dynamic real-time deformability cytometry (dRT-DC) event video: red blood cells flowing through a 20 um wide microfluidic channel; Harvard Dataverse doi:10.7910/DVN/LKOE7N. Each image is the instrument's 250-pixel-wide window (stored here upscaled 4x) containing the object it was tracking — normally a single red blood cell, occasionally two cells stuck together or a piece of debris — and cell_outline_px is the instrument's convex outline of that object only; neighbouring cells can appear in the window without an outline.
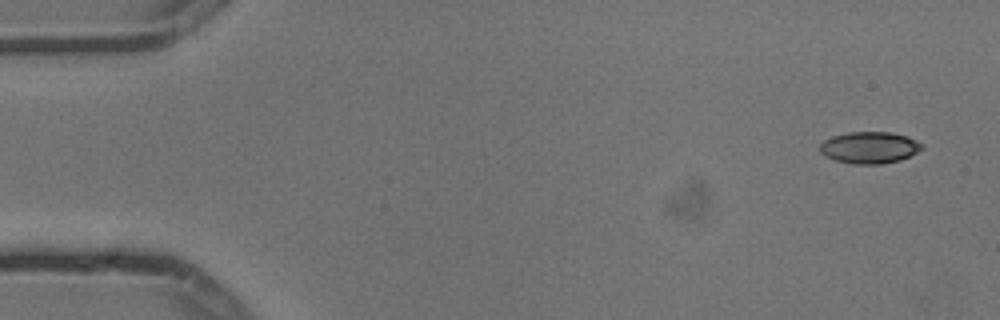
{"species": "common noctule bat (a hibernating species)", "species_latin": "Nyctalus noctula", "temperature_condition": "cold", "stored_images_in_passage": 6, "camera_frame_rate_fps": 3000, "um_per_image_px": 0.085, "animal": {"sex": "male", "body_mass_g": 13.3}, "frame": {"image": 1, "passage_image": 1, "time_ms": 0.0, "image_size_px": [1000, 320], "cell_outline_px": [[924, 148], [900, 160], [880, 164], [856, 164], [836, 160], [824, 156], [820, 152], [820, 144], [824, 140], [832, 136], [848, 132], [888, 132], [908, 136], [924, 144]], "centroid_in_image_um": [73.91, 12.53], "position_along_channel_um": 11.1, "area_um2": 18.84}}
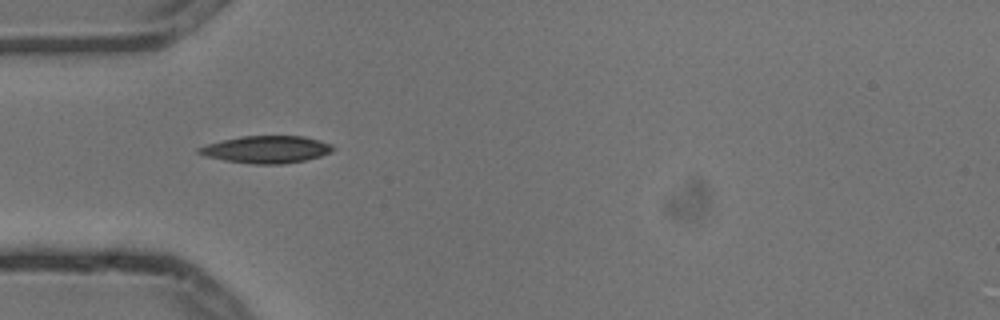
{"frame": {"image": 2, "passage_image": 5, "time_ms": 1.333, "image_size_px": [1000, 320], "cell_outline_px": [[336, 148], [332, 152], [320, 156], [304, 160], [284, 164], [252, 164], [224, 160], [204, 156], [196, 152], [196, 148], [208, 144], [240, 136], [304, 136], [320, 140], [332, 144]], "centroid_in_image_um": [22.66, 12.7], "position_along_channel_um": 62.3, "area_um2": 21.39}}
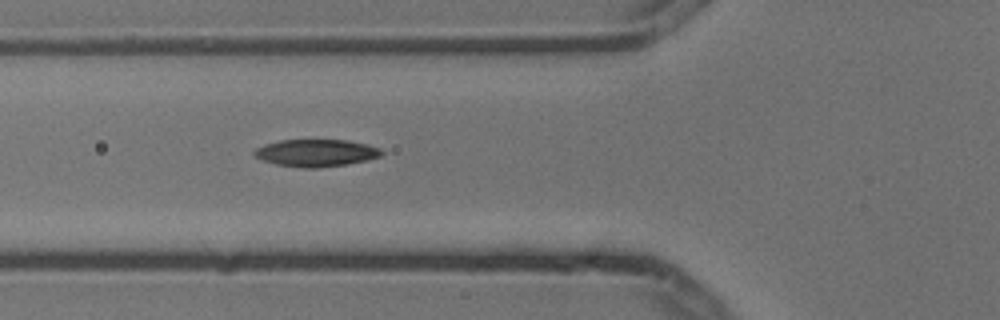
{"frame": {"image": 3, "passage_image": 6, "time_ms": 1.667, "image_size_px": [1000, 320], "cell_outline_px": [[384, 152], [380, 156], [368, 160], [348, 164], [316, 168], [304, 168], [276, 164], [264, 160], [256, 156], [252, 152], [256, 148], [264, 144], [280, 140], [348, 140], [368, 144], [380, 148]], "centroid_in_image_um": [26.9, 12.99], "position_along_channel_um": 98.9, "area_um2": 20.23}}